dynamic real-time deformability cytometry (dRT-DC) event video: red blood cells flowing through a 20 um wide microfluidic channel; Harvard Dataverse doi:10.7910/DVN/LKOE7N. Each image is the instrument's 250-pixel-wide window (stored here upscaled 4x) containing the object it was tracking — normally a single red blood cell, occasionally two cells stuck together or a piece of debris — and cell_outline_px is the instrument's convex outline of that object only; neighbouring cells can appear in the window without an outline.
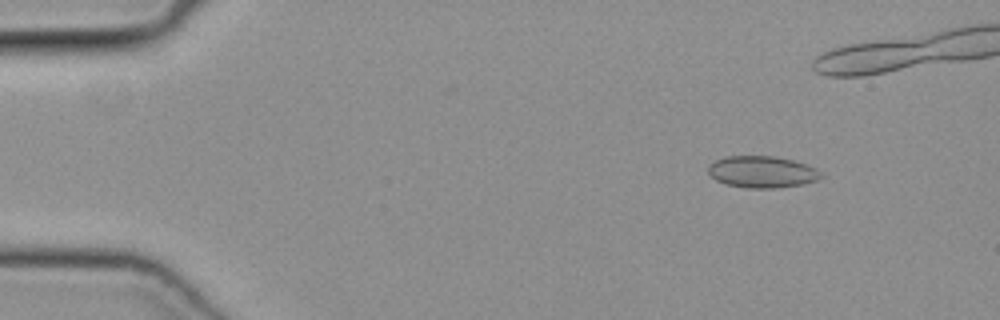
{"species": "common noctule bat (a hibernating species)", "species_latin": "Nyctalus noctula", "temperature_condition": "cold", "stored_images_in_passage": 41, "camera_frame_rate_fps": 3000, "um_per_image_px": 0.085, "animal": {"sex": "female", "body_mass_g": 19.3, "forearm_length_mm": 54.1}, "frame": {"image": 1, "passage_image": 6, "time_ms": 1.667, "image_size_px": [1000, 320], "cell_outline_px": [[824, 176], [816, 180], [800, 184], [776, 188], [748, 188], [724, 184], [716, 180], [708, 172], [708, 164], [724, 156], [776, 156], [808, 164], [824, 172]], "centroid_in_image_um": [64.79, 14.6], "position_along_channel_um": 20.2, "area_um2": 21.04}}
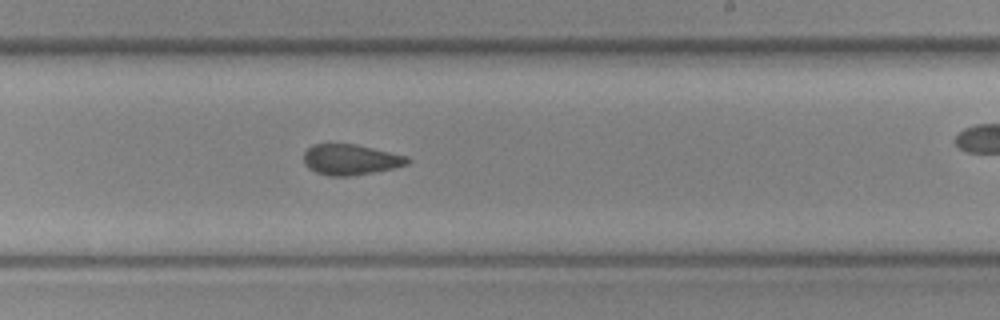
{"frame": {"image": 2, "passage_image": 30, "time_ms": 9.667, "image_size_px": [1000, 320], "cell_outline_px": [[412, 160], [408, 164], [392, 168], [352, 176], [328, 176], [316, 172], [308, 168], [304, 164], [304, 152], [312, 144], [356, 144], [408, 156]], "centroid_in_image_um": [29.79, 13.56], "position_along_channel_um": 259.2, "area_um2": 18.55}}
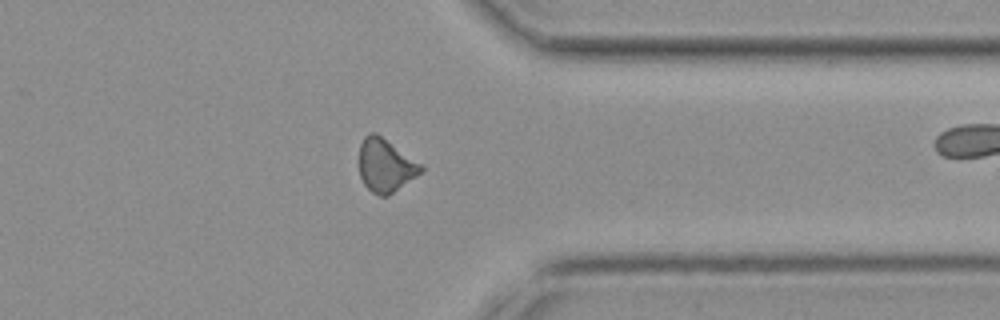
{"frame": {"image": 3, "passage_image": 39, "time_ms": 12.667, "image_size_px": [1000, 320], "cell_outline_px": [[424, 168], [416, 176], [388, 196], [380, 196], [372, 192], [364, 184], [360, 176], [360, 144], [364, 136], [368, 132], [376, 132], [424, 164]], "centroid_in_image_um": [32.78, 14.03], "position_along_channel_um": 378.6, "area_um2": 19.31}}